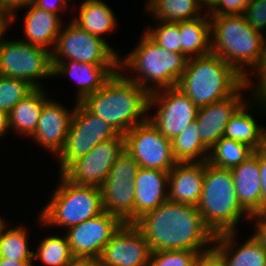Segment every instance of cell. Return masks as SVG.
Here are the masks:
<instances>
[{
    "instance_id": "cell-1",
    "label": "cell",
    "mask_w": 266,
    "mask_h": 266,
    "mask_svg": "<svg viewBox=\"0 0 266 266\" xmlns=\"http://www.w3.org/2000/svg\"><path fill=\"white\" fill-rule=\"evenodd\" d=\"M134 224L142 231L151 251L191 250L202 255L213 252L215 235L196 206L167 200Z\"/></svg>"
},
{
    "instance_id": "cell-2",
    "label": "cell",
    "mask_w": 266,
    "mask_h": 266,
    "mask_svg": "<svg viewBox=\"0 0 266 266\" xmlns=\"http://www.w3.org/2000/svg\"><path fill=\"white\" fill-rule=\"evenodd\" d=\"M209 20L211 52L251 81L245 68L254 70L256 76L263 69L266 62L265 35L252 28L242 14L209 17Z\"/></svg>"
},
{
    "instance_id": "cell-3",
    "label": "cell",
    "mask_w": 266,
    "mask_h": 266,
    "mask_svg": "<svg viewBox=\"0 0 266 266\" xmlns=\"http://www.w3.org/2000/svg\"><path fill=\"white\" fill-rule=\"evenodd\" d=\"M149 92L128 80L120 71L114 74L97 92L81 103L93 114L108 122L119 135L125 134L148 117Z\"/></svg>"
},
{
    "instance_id": "cell-4",
    "label": "cell",
    "mask_w": 266,
    "mask_h": 266,
    "mask_svg": "<svg viewBox=\"0 0 266 266\" xmlns=\"http://www.w3.org/2000/svg\"><path fill=\"white\" fill-rule=\"evenodd\" d=\"M247 80L212 52L188 58L177 88L200 108L232 96Z\"/></svg>"
},
{
    "instance_id": "cell-5",
    "label": "cell",
    "mask_w": 266,
    "mask_h": 266,
    "mask_svg": "<svg viewBox=\"0 0 266 266\" xmlns=\"http://www.w3.org/2000/svg\"><path fill=\"white\" fill-rule=\"evenodd\" d=\"M187 61L188 58L184 54L172 53L162 48L144 32L136 48L125 56V59H119V70L133 69L135 76L138 77H125L152 93L176 87ZM151 82L153 85L149 86Z\"/></svg>"
},
{
    "instance_id": "cell-6",
    "label": "cell",
    "mask_w": 266,
    "mask_h": 266,
    "mask_svg": "<svg viewBox=\"0 0 266 266\" xmlns=\"http://www.w3.org/2000/svg\"><path fill=\"white\" fill-rule=\"evenodd\" d=\"M197 208L202 214L203 222L215 236L235 232L244 215L247 219L250 218L238 203L231 169L219 168L207 161Z\"/></svg>"
},
{
    "instance_id": "cell-7",
    "label": "cell",
    "mask_w": 266,
    "mask_h": 266,
    "mask_svg": "<svg viewBox=\"0 0 266 266\" xmlns=\"http://www.w3.org/2000/svg\"><path fill=\"white\" fill-rule=\"evenodd\" d=\"M59 177L51 201L40 211L39 223L69 229L104 211L100 187L76 185L62 174Z\"/></svg>"
},
{
    "instance_id": "cell-8",
    "label": "cell",
    "mask_w": 266,
    "mask_h": 266,
    "mask_svg": "<svg viewBox=\"0 0 266 266\" xmlns=\"http://www.w3.org/2000/svg\"><path fill=\"white\" fill-rule=\"evenodd\" d=\"M118 136L107 121L91 113L81 102H76L65 146L58 155L60 174L96 145Z\"/></svg>"
},
{
    "instance_id": "cell-9",
    "label": "cell",
    "mask_w": 266,
    "mask_h": 266,
    "mask_svg": "<svg viewBox=\"0 0 266 266\" xmlns=\"http://www.w3.org/2000/svg\"><path fill=\"white\" fill-rule=\"evenodd\" d=\"M0 75L27 81L42 88L38 79L52 77L51 51L21 40L0 42Z\"/></svg>"
},
{
    "instance_id": "cell-10",
    "label": "cell",
    "mask_w": 266,
    "mask_h": 266,
    "mask_svg": "<svg viewBox=\"0 0 266 266\" xmlns=\"http://www.w3.org/2000/svg\"><path fill=\"white\" fill-rule=\"evenodd\" d=\"M51 55L52 60H73L95 65H119L121 58L106 43L104 36H94L72 21L67 27H62Z\"/></svg>"
},
{
    "instance_id": "cell-11",
    "label": "cell",
    "mask_w": 266,
    "mask_h": 266,
    "mask_svg": "<svg viewBox=\"0 0 266 266\" xmlns=\"http://www.w3.org/2000/svg\"><path fill=\"white\" fill-rule=\"evenodd\" d=\"M124 150L145 169L170 172L178 163L173 155L171 140L149 119L135 125L125 134Z\"/></svg>"
},
{
    "instance_id": "cell-12",
    "label": "cell",
    "mask_w": 266,
    "mask_h": 266,
    "mask_svg": "<svg viewBox=\"0 0 266 266\" xmlns=\"http://www.w3.org/2000/svg\"><path fill=\"white\" fill-rule=\"evenodd\" d=\"M154 106L157 107L156 113L148 119L170 140L178 136L191 122L196 120L199 109L177 87L164 88L150 93L148 110Z\"/></svg>"
},
{
    "instance_id": "cell-13",
    "label": "cell",
    "mask_w": 266,
    "mask_h": 266,
    "mask_svg": "<svg viewBox=\"0 0 266 266\" xmlns=\"http://www.w3.org/2000/svg\"><path fill=\"white\" fill-rule=\"evenodd\" d=\"M124 151V136L101 142L87 155L74 161L62 175L76 185L101 187L109 171Z\"/></svg>"
},
{
    "instance_id": "cell-14",
    "label": "cell",
    "mask_w": 266,
    "mask_h": 266,
    "mask_svg": "<svg viewBox=\"0 0 266 266\" xmlns=\"http://www.w3.org/2000/svg\"><path fill=\"white\" fill-rule=\"evenodd\" d=\"M123 223L109 212L90 218L66 232V238L74 257L99 259L104 247Z\"/></svg>"
},
{
    "instance_id": "cell-15",
    "label": "cell",
    "mask_w": 266,
    "mask_h": 266,
    "mask_svg": "<svg viewBox=\"0 0 266 266\" xmlns=\"http://www.w3.org/2000/svg\"><path fill=\"white\" fill-rule=\"evenodd\" d=\"M151 249L134 223H123L104 247L100 266H148Z\"/></svg>"
},
{
    "instance_id": "cell-16",
    "label": "cell",
    "mask_w": 266,
    "mask_h": 266,
    "mask_svg": "<svg viewBox=\"0 0 266 266\" xmlns=\"http://www.w3.org/2000/svg\"><path fill=\"white\" fill-rule=\"evenodd\" d=\"M251 85L255 84L246 81L232 96L198 109L196 122L199 138L208 150L223 137L231 116L245 102L241 92L246 89L253 90Z\"/></svg>"
},
{
    "instance_id": "cell-17",
    "label": "cell",
    "mask_w": 266,
    "mask_h": 266,
    "mask_svg": "<svg viewBox=\"0 0 266 266\" xmlns=\"http://www.w3.org/2000/svg\"><path fill=\"white\" fill-rule=\"evenodd\" d=\"M74 112L68 111L53 100H48L41 111L37 128L31 136L52 154L58 156L63 150Z\"/></svg>"
},
{
    "instance_id": "cell-18",
    "label": "cell",
    "mask_w": 266,
    "mask_h": 266,
    "mask_svg": "<svg viewBox=\"0 0 266 266\" xmlns=\"http://www.w3.org/2000/svg\"><path fill=\"white\" fill-rule=\"evenodd\" d=\"M53 77L66 75L72 77L78 87L76 102L97 92L114 74L119 65H95L73 60H52Z\"/></svg>"
},
{
    "instance_id": "cell-19",
    "label": "cell",
    "mask_w": 266,
    "mask_h": 266,
    "mask_svg": "<svg viewBox=\"0 0 266 266\" xmlns=\"http://www.w3.org/2000/svg\"><path fill=\"white\" fill-rule=\"evenodd\" d=\"M205 162H178L169 172L168 200L196 206L199 203Z\"/></svg>"
},
{
    "instance_id": "cell-20",
    "label": "cell",
    "mask_w": 266,
    "mask_h": 266,
    "mask_svg": "<svg viewBox=\"0 0 266 266\" xmlns=\"http://www.w3.org/2000/svg\"><path fill=\"white\" fill-rule=\"evenodd\" d=\"M169 172L139 168L134 180L135 222L168 200Z\"/></svg>"
},
{
    "instance_id": "cell-21",
    "label": "cell",
    "mask_w": 266,
    "mask_h": 266,
    "mask_svg": "<svg viewBox=\"0 0 266 266\" xmlns=\"http://www.w3.org/2000/svg\"><path fill=\"white\" fill-rule=\"evenodd\" d=\"M238 203L249 214L261 213V176L259 154L231 169Z\"/></svg>"
},
{
    "instance_id": "cell-22",
    "label": "cell",
    "mask_w": 266,
    "mask_h": 266,
    "mask_svg": "<svg viewBox=\"0 0 266 266\" xmlns=\"http://www.w3.org/2000/svg\"><path fill=\"white\" fill-rule=\"evenodd\" d=\"M235 233L225 232L215 236L213 252L224 265L266 266V250L254 238L253 234L236 250L234 249Z\"/></svg>"
},
{
    "instance_id": "cell-23",
    "label": "cell",
    "mask_w": 266,
    "mask_h": 266,
    "mask_svg": "<svg viewBox=\"0 0 266 266\" xmlns=\"http://www.w3.org/2000/svg\"><path fill=\"white\" fill-rule=\"evenodd\" d=\"M26 7H29L23 22L26 39H21V41L41 46L52 52L63 27L60 15L40 9L32 2ZM51 45L53 46L52 49L50 48Z\"/></svg>"
},
{
    "instance_id": "cell-24",
    "label": "cell",
    "mask_w": 266,
    "mask_h": 266,
    "mask_svg": "<svg viewBox=\"0 0 266 266\" xmlns=\"http://www.w3.org/2000/svg\"><path fill=\"white\" fill-rule=\"evenodd\" d=\"M100 188L103 210L116 216L122 223H135L134 181L105 179Z\"/></svg>"
},
{
    "instance_id": "cell-25",
    "label": "cell",
    "mask_w": 266,
    "mask_h": 266,
    "mask_svg": "<svg viewBox=\"0 0 266 266\" xmlns=\"http://www.w3.org/2000/svg\"><path fill=\"white\" fill-rule=\"evenodd\" d=\"M252 96L256 100V102L252 101L254 105H251V102H244L236 110L226 125L223 137L245 143L256 151L260 145L264 128L258 126L254 117L248 113V109L250 110L256 103L258 106L266 107V97L255 94ZM264 109L266 111V108Z\"/></svg>"
},
{
    "instance_id": "cell-26",
    "label": "cell",
    "mask_w": 266,
    "mask_h": 266,
    "mask_svg": "<svg viewBox=\"0 0 266 266\" xmlns=\"http://www.w3.org/2000/svg\"><path fill=\"white\" fill-rule=\"evenodd\" d=\"M43 88H35L8 113L9 128L17 134L32 136L44 104L49 100Z\"/></svg>"
},
{
    "instance_id": "cell-27",
    "label": "cell",
    "mask_w": 266,
    "mask_h": 266,
    "mask_svg": "<svg viewBox=\"0 0 266 266\" xmlns=\"http://www.w3.org/2000/svg\"><path fill=\"white\" fill-rule=\"evenodd\" d=\"M78 10L79 15L71 21L94 36L102 38L117 26L112 9L102 0H84Z\"/></svg>"
},
{
    "instance_id": "cell-28",
    "label": "cell",
    "mask_w": 266,
    "mask_h": 266,
    "mask_svg": "<svg viewBox=\"0 0 266 266\" xmlns=\"http://www.w3.org/2000/svg\"><path fill=\"white\" fill-rule=\"evenodd\" d=\"M209 15L179 22L182 54L187 58L204 56L211 53V34Z\"/></svg>"
},
{
    "instance_id": "cell-29",
    "label": "cell",
    "mask_w": 266,
    "mask_h": 266,
    "mask_svg": "<svg viewBox=\"0 0 266 266\" xmlns=\"http://www.w3.org/2000/svg\"><path fill=\"white\" fill-rule=\"evenodd\" d=\"M146 10L153 14L156 21L183 22L201 16L199 0H148Z\"/></svg>"
},
{
    "instance_id": "cell-30",
    "label": "cell",
    "mask_w": 266,
    "mask_h": 266,
    "mask_svg": "<svg viewBox=\"0 0 266 266\" xmlns=\"http://www.w3.org/2000/svg\"><path fill=\"white\" fill-rule=\"evenodd\" d=\"M171 143L173 155L177 162H206L208 160L209 150L199 138L196 120L174 137Z\"/></svg>"
},
{
    "instance_id": "cell-31",
    "label": "cell",
    "mask_w": 266,
    "mask_h": 266,
    "mask_svg": "<svg viewBox=\"0 0 266 266\" xmlns=\"http://www.w3.org/2000/svg\"><path fill=\"white\" fill-rule=\"evenodd\" d=\"M254 152L245 143L222 137L209 150L207 162L219 168L232 169L246 161Z\"/></svg>"
},
{
    "instance_id": "cell-32",
    "label": "cell",
    "mask_w": 266,
    "mask_h": 266,
    "mask_svg": "<svg viewBox=\"0 0 266 266\" xmlns=\"http://www.w3.org/2000/svg\"><path fill=\"white\" fill-rule=\"evenodd\" d=\"M0 217V257L15 260H34L28 247V229L23 226L7 230L6 221ZM6 229V230H5Z\"/></svg>"
},
{
    "instance_id": "cell-33",
    "label": "cell",
    "mask_w": 266,
    "mask_h": 266,
    "mask_svg": "<svg viewBox=\"0 0 266 266\" xmlns=\"http://www.w3.org/2000/svg\"><path fill=\"white\" fill-rule=\"evenodd\" d=\"M38 246V252L33 253V259L41 260L46 266H67L74 257L66 236H47Z\"/></svg>"
},
{
    "instance_id": "cell-34",
    "label": "cell",
    "mask_w": 266,
    "mask_h": 266,
    "mask_svg": "<svg viewBox=\"0 0 266 266\" xmlns=\"http://www.w3.org/2000/svg\"><path fill=\"white\" fill-rule=\"evenodd\" d=\"M34 89L25 80L0 75V110L9 113Z\"/></svg>"
},
{
    "instance_id": "cell-35",
    "label": "cell",
    "mask_w": 266,
    "mask_h": 266,
    "mask_svg": "<svg viewBox=\"0 0 266 266\" xmlns=\"http://www.w3.org/2000/svg\"><path fill=\"white\" fill-rule=\"evenodd\" d=\"M203 255L199 251H151L148 266H196Z\"/></svg>"
},
{
    "instance_id": "cell-36",
    "label": "cell",
    "mask_w": 266,
    "mask_h": 266,
    "mask_svg": "<svg viewBox=\"0 0 266 266\" xmlns=\"http://www.w3.org/2000/svg\"><path fill=\"white\" fill-rule=\"evenodd\" d=\"M156 28H149L146 34L162 48L170 52L182 54V45L180 43L179 22L157 21Z\"/></svg>"
},
{
    "instance_id": "cell-37",
    "label": "cell",
    "mask_w": 266,
    "mask_h": 266,
    "mask_svg": "<svg viewBox=\"0 0 266 266\" xmlns=\"http://www.w3.org/2000/svg\"><path fill=\"white\" fill-rule=\"evenodd\" d=\"M139 168L140 166L137 161L124 150L117 157L106 179H126L127 181H134Z\"/></svg>"
},
{
    "instance_id": "cell-38",
    "label": "cell",
    "mask_w": 266,
    "mask_h": 266,
    "mask_svg": "<svg viewBox=\"0 0 266 266\" xmlns=\"http://www.w3.org/2000/svg\"><path fill=\"white\" fill-rule=\"evenodd\" d=\"M242 15L252 28L263 34L266 28V0H251Z\"/></svg>"
},
{
    "instance_id": "cell-39",
    "label": "cell",
    "mask_w": 266,
    "mask_h": 266,
    "mask_svg": "<svg viewBox=\"0 0 266 266\" xmlns=\"http://www.w3.org/2000/svg\"><path fill=\"white\" fill-rule=\"evenodd\" d=\"M251 0H220L218 5L210 12L209 17L225 15H241Z\"/></svg>"
},
{
    "instance_id": "cell-40",
    "label": "cell",
    "mask_w": 266,
    "mask_h": 266,
    "mask_svg": "<svg viewBox=\"0 0 266 266\" xmlns=\"http://www.w3.org/2000/svg\"><path fill=\"white\" fill-rule=\"evenodd\" d=\"M250 219L256 220L254 238L262 245L266 250V217L262 213H255L250 215Z\"/></svg>"
},
{
    "instance_id": "cell-41",
    "label": "cell",
    "mask_w": 266,
    "mask_h": 266,
    "mask_svg": "<svg viewBox=\"0 0 266 266\" xmlns=\"http://www.w3.org/2000/svg\"><path fill=\"white\" fill-rule=\"evenodd\" d=\"M69 1L67 0H32V3L39 7L40 9H43L47 12L54 13L56 15H59V10L60 12L62 11L61 9L65 10V8L68 7ZM67 5V6H66Z\"/></svg>"
},
{
    "instance_id": "cell-42",
    "label": "cell",
    "mask_w": 266,
    "mask_h": 266,
    "mask_svg": "<svg viewBox=\"0 0 266 266\" xmlns=\"http://www.w3.org/2000/svg\"><path fill=\"white\" fill-rule=\"evenodd\" d=\"M32 0H0V6L7 9L12 14V22L15 19V11L19 8L27 6Z\"/></svg>"
},
{
    "instance_id": "cell-43",
    "label": "cell",
    "mask_w": 266,
    "mask_h": 266,
    "mask_svg": "<svg viewBox=\"0 0 266 266\" xmlns=\"http://www.w3.org/2000/svg\"><path fill=\"white\" fill-rule=\"evenodd\" d=\"M259 170L261 176V212L266 207V160L259 155Z\"/></svg>"
},
{
    "instance_id": "cell-44",
    "label": "cell",
    "mask_w": 266,
    "mask_h": 266,
    "mask_svg": "<svg viewBox=\"0 0 266 266\" xmlns=\"http://www.w3.org/2000/svg\"><path fill=\"white\" fill-rule=\"evenodd\" d=\"M256 87L253 86V94L266 97V62L263 69L256 76ZM259 82V83H258Z\"/></svg>"
},
{
    "instance_id": "cell-45",
    "label": "cell",
    "mask_w": 266,
    "mask_h": 266,
    "mask_svg": "<svg viewBox=\"0 0 266 266\" xmlns=\"http://www.w3.org/2000/svg\"><path fill=\"white\" fill-rule=\"evenodd\" d=\"M12 23V14L0 6V42L3 40L4 33L7 31L6 28ZM9 25V26H8Z\"/></svg>"
},
{
    "instance_id": "cell-46",
    "label": "cell",
    "mask_w": 266,
    "mask_h": 266,
    "mask_svg": "<svg viewBox=\"0 0 266 266\" xmlns=\"http://www.w3.org/2000/svg\"><path fill=\"white\" fill-rule=\"evenodd\" d=\"M196 266H225V265L214 252H211L207 255H203L197 261Z\"/></svg>"
},
{
    "instance_id": "cell-47",
    "label": "cell",
    "mask_w": 266,
    "mask_h": 266,
    "mask_svg": "<svg viewBox=\"0 0 266 266\" xmlns=\"http://www.w3.org/2000/svg\"><path fill=\"white\" fill-rule=\"evenodd\" d=\"M67 266H100L99 259L92 257H73Z\"/></svg>"
},
{
    "instance_id": "cell-48",
    "label": "cell",
    "mask_w": 266,
    "mask_h": 266,
    "mask_svg": "<svg viewBox=\"0 0 266 266\" xmlns=\"http://www.w3.org/2000/svg\"><path fill=\"white\" fill-rule=\"evenodd\" d=\"M33 260H15L0 257V266H33Z\"/></svg>"
},
{
    "instance_id": "cell-49",
    "label": "cell",
    "mask_w": 266,
    "mask_h": 266,
    "mask_svg": "<svg viewBox=\"0 0 266 266\" xmlns=\"http://www.w3.org/2000/svg\"><path fill=\"white\" fill-rule=\"evenodd\" d=\"M9 116L5 111L0 110V138L9 130Z\"/></svg>"
},
{
    "instance_id": "cell-50",
    "label": "cell",
    "mask_w": 266,
    "mask_h": 266,
    "mask_svg": "<svg viewBox=\"0 0 266 266\" xmlns=\"http://www.w3.org/2000/svg\"><path fill=\"white\" fill-rule=\"evenodd\" d=\"M256 152L266 160V129H264L263 134L261 136V141Z\"/></svg>"
},
{
    "instance_id": "cell-51",
    "label": "cell",
    "mask_w": 266,
    "mask_h": 266,
    "mask_svg": "<svg viewBox=\"0 0 266 266\" xmlns=\"http://www.w3.org/2000/svg\"><path fill=\"white\" fill-rule=\"evenodd\" d=\"M219 2L220 0H199V3L203 9L205 6L207 7V8L205 7L206 10L209 9V11L206 12L208 14L218 5Z\"/></svg>"
},
{
    "instance_id": "cell-52",
    "label": "cell",
    "mask_w": 266,
    "mask_h": 266,
    "mask_svg": "<svg viewBox=\"0 0 266 266\" xmlns=\"http://www.w3.org/2000/svg\"><path fill=\"white\" fill-rule=\"evenodd\" d=\"M261 213L266 217V207L264 208V210Z\"/></svg>"
}]
</instances>
